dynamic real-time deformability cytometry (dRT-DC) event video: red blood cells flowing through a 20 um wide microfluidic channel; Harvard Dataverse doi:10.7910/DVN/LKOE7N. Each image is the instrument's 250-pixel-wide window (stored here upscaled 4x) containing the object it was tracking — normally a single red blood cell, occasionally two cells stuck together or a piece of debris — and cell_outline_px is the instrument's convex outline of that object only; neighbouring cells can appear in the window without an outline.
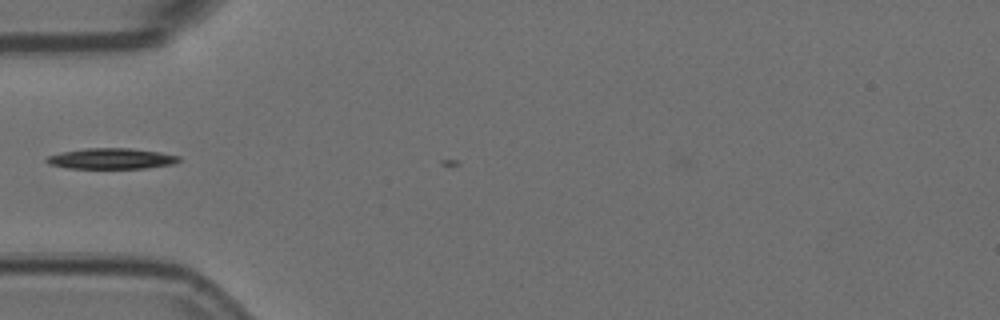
{"species": "Egyptian fruit bat (a non-hibernating species)", "species_latin": "Rousettus aegyptiacus", "temperature_condition": "room temperature", "stored_images_in_passage": 2, "camera_frame_rate_fps": 3000, "um_per_image_px": 0.085, "animal": {"sex": "female"}, "frame": {"image": 1, "passage_image": 1, "time_ms": 0.0, "image_size_px": [1000, 320], "cell_outline_px": [[180, 160], [176, 164], [144, 168], [68, 168], [48, 164], [44, 160], [48, 156], [64, 152], [84, 148], [128, 148], [160, 152], [180, 156]], "centroid_in_image_um": [9.49, 13.48], "position_along_channel_um": 75.5, "area_um2": 15.95}}